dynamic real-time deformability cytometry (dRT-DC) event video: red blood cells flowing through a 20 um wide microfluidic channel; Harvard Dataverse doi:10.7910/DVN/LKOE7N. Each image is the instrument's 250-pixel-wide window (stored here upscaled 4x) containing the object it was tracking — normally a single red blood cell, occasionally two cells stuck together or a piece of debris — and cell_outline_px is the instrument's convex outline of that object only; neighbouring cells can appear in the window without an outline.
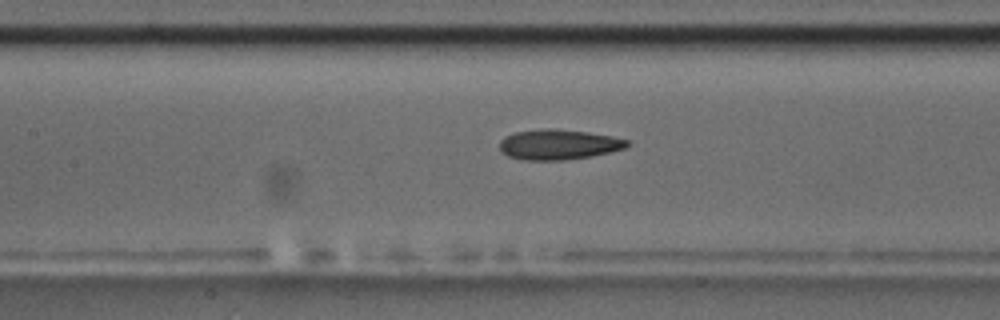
{"species": "common noctule bat (a hibernating species)", "species_latin": "Nyctalus noctula", "temperature_condition": "room temperature", "stored_images_in_passage": 34, "camera_frame_rate_fps": 3000, "um_per_image_px": 0.085, "animal": {"sex": "male", "body_mass_g": 17.5, "forearm_length_mm": 52.3}, "frame": {"image": 1, "passage_image": 10, "time_ms": 3.0, "image_size_px": [1000, 320], "cell_outline_px": [[628, 144], [624, 148], [592, 156], [564, 160], [524, 160], [508, 156], [500, 152], [500, 140], [504, 136], [516, 132], [540, 128], [556, 128], [588, 132], [612, 136], [628, 140]], "centroid_in_image_um": [47.43, 12.27], "position_along_channel_um": 160.0, "area_um2": 22.54}, "authors_computed_cell_mechanics": {"area_um2": 22.2241, "velocity_mm_per_s": 3.7531, "shape_relaxation_time_tau1_ms": 7.4742, "shape_relaxation_time_tau2_ms": 4.2, "deformation_change_tau1": 0.1854, "deformation_change_tau2": 0.1402}}